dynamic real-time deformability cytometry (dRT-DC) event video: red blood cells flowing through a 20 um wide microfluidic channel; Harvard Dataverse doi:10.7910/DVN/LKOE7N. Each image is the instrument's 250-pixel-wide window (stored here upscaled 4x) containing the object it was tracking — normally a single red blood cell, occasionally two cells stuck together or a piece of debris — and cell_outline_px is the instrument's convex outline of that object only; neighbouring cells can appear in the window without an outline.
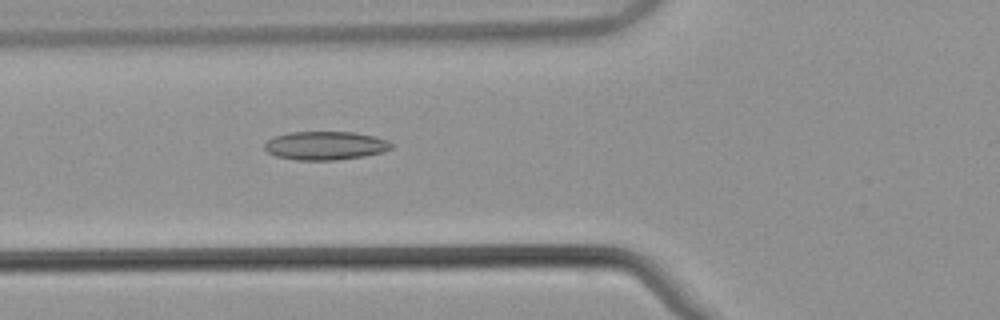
{"species": "common noctule bat (a hibernating species)", "species_latin": "Nyctalus noctula", "temperature_condition": "warm", "stored_images_in_passage": 36, "camera_frame_rate_fps": 3000, "um_per_image_px": 0.085, "animal": {"sex": "male", "body_mass_g": 21.5, "forearm_length_mm": 52.0}, "frame": {"image": 1, "passage_image": 3, "time_ms": 0.667, "image_size_px": [1000, 320], "cell_outline_px": [[392, 148], [384, 152], [364, 156], [336, 160], [296, 160], [276, 156], [268, 152], [264, 148], [264, 144], [272, 136], [288, 132], [356, 132], [388, 140], [392, 144]], "centroid_in_image_um": [27.64, 12.37], "position_along_channel_um": 98.2, "area_um2": 21.21}}
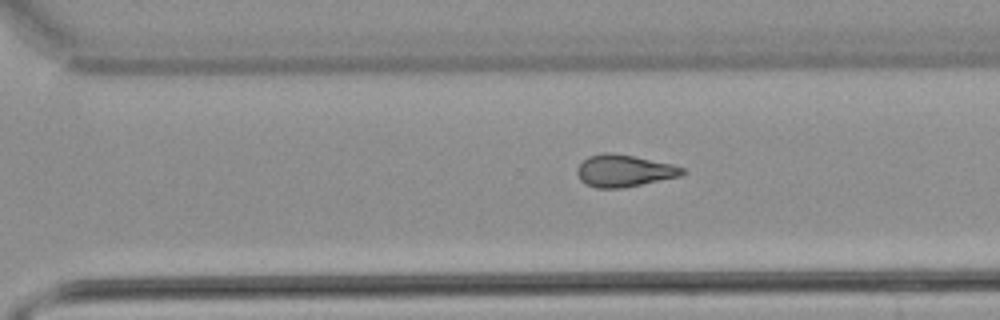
{"frame": {"image": 2, "passage_image": 20, "time_ms": 6.333, "image_size_px": [1000, 320], "cell_outline_px": [[688, 172], [680, 176], [620, 188], [596, 188], [584, 184], [580, 180], [576, 172], [576, 168], [588, 156], [604, 152], [612, 152], [636, 156], [672, 164], [684, 168]], "centroid_in_image_um": [53.03, 14.5], "position_along_channel_um": 317.6, "area_um2": 19.77}}
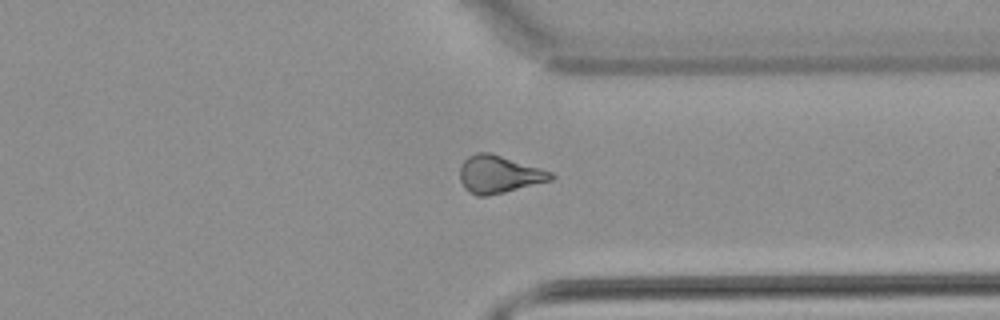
{"frame": {"image": 3, "passage_image": 24, "time_ms": 7.667, "image_size_px": [1000, 320], "cell_outline_px": [[556, 176], [552, 180], [488, 196], [476, 196], [464, 188], [460, 180], [460, 168], [464, 160], [468, 156], [476, 152], [492, 152], [552, 172]], "centroid_in_image_um": [42.4, 14.81], "position_along_channel_um": 369.0, "area_um2": 20.0}, "authors_computed_cell_mechanics": {"area_um2": 19.4786, "velocity_mm_per_s": 3.8691, "shape_relaxation_time_tau1_ms": null, "shape_relaxation_time_tau2_ms": 3.6587, "deformation_change_tau1": null, "deformation_change_tau2": 0.1073}}